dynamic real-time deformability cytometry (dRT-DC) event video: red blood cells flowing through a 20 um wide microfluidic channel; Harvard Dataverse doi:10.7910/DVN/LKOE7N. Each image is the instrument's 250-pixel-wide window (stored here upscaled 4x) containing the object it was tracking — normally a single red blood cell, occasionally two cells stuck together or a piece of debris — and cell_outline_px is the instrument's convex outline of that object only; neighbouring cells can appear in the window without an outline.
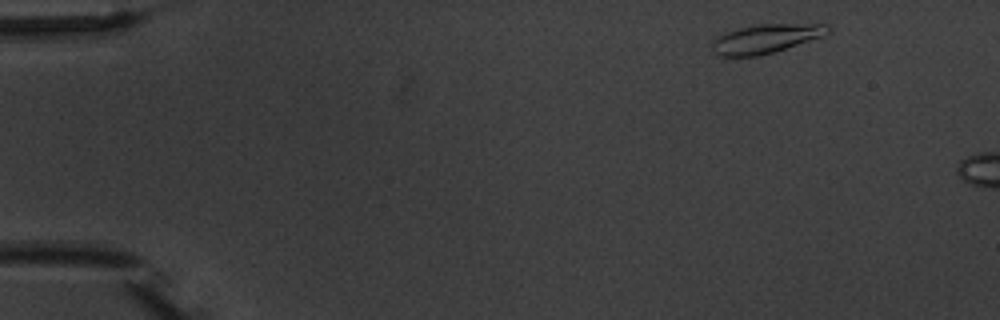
{"species": "common noctule bat (a hibernating species)", "species_latin": "Nyctalus noctula", "temperature_condition": "warm", "stored_images_in_passage": 2, "camera_frame_rate_fps": 3000, "um_per_image_px": 0.085, "animal": {"sex": "male", "body_mass_g": 20.1, "forearm_length_mm": 53.5}, "frame": {"image": 1, "passage_image": 1, "time_ms": 0.0, "image_size_px": [1000, 320], "cell_outline_px": [[832, 28], [824, 36], [772, 52], [756, 56], [716, 56], [712, 52], [712, 40], [724, 32], [740, 28], [760, 24], [828, 24]], "centroid_in_image_um": [65.06, 3.28], "position_along_channel_um": 19.9, "area_um2": 19.48}}